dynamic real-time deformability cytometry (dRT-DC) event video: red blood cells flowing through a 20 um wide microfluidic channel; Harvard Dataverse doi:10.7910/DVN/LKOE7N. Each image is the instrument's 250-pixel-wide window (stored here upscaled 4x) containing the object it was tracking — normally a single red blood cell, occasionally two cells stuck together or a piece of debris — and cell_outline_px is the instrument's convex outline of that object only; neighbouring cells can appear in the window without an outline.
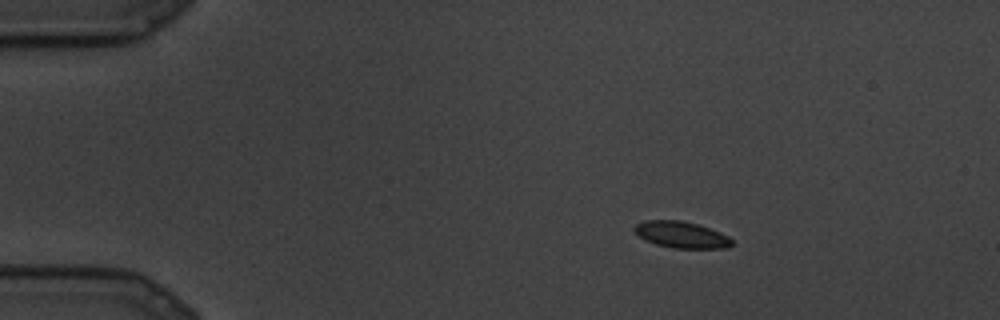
{"species": "common noctule bat (a hibernating species)", "species_latin": "Nyctalus noctula", "temperature_condition": "cold", "stored_images_in_passage": 14, "camera_frame_rate_fps": 3000, "um_per_image_px": 0.085, "animal": {"sex": "male", "body_mass_g": 19.5, "forearm_length_mm": 54.6}, "frame": {"image": 1, "passage_image": 1, "time_ms": 0.0, "image_size_px": [1000, 320], "cell_outline_px": [[732, 244], [728, 248], [672, 248], [656, 244], [644, 240], [632, 228], [636, 224], [644, 220], [680, 220], [696, 224], [720, 232], [728, 236], [732, 240]], "centroid_in_image_um": [57.89, 19.95], "position_along_channel_um": 27.1, "area_um2": 14.97}}